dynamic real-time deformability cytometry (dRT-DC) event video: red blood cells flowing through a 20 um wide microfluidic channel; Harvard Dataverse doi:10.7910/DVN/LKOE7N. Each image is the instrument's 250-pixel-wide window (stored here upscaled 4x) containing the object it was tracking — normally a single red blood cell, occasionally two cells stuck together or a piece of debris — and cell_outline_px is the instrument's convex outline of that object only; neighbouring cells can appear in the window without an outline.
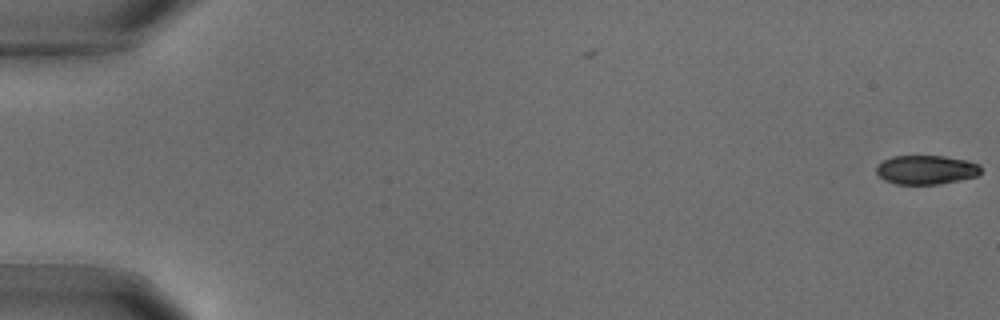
{"species": "common noctule bat (a hibernating species)", "species_latin": "Nyctalus noctula", "temperature_condition": "warm", "stored_images_in_passage": 7, "camera_frame_rate_fps": 3000, "um_per_image_px": 0.085, "animal": {"sex": "male", "body_mass_g": 18.8}, "frame": {"image": 1, "passage_image": 7, "time_ms": 2.0, "image_size_px": [1000, 320], "cell_outline_px": [[980, 172], [976, 176], [960, 180], [940, 184], [896, 184], [884, 180], [876, 172], [876, 168], [884, 160], [892, 156], [944, 156], [968, 160], [980, 164]], "centroid_in_image_um": [78.74, 14.43], "position_along_channel_um": 6.3, "area_um2": 17.69}}